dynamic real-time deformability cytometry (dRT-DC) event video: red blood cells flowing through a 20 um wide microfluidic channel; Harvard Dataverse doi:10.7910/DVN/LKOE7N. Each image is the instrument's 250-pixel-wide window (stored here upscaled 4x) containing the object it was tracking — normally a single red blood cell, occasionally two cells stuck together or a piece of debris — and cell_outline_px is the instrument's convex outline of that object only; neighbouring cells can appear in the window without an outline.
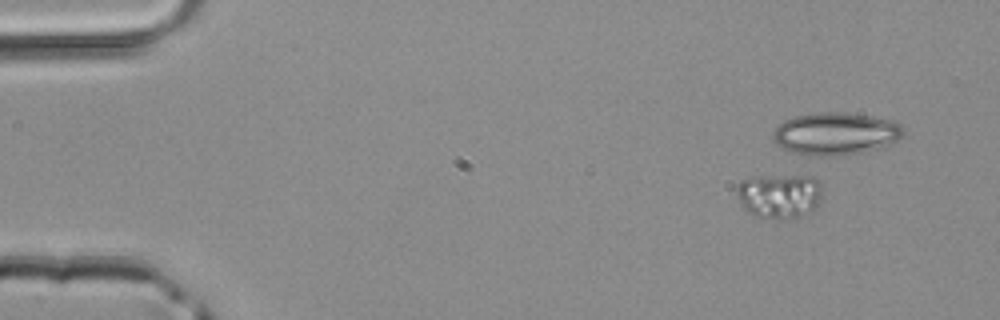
{"species": "common noctule bat (a hibernating species)", "species_latin": "Nyctalus noctula", "temperature_condition": "room temperature", "stored_images_in_passage": 7, "camera_frame_rate_fps": 3000, "um_per_image_px": 0.085, "animal": {"sex": "male", "body_mass_g": 20.4}, "frame": {"image": 1, "passage_image": 5, "time_ms": 1.333, "image_size_px": [1000, 320], "cell_outline_px": [[820, 200], [816, 208], [812, 212], [800, 216], [784, 220], [756, 216], [748, 212], [744, 208], [736, 192], [736, 184], [740, 180], [748, 176], [812, 176], [820, 184]], "centroid_in_image_um": [66.21, 16.65], "position_along_channel_um": 18.8, "area_um2": 22.48}}